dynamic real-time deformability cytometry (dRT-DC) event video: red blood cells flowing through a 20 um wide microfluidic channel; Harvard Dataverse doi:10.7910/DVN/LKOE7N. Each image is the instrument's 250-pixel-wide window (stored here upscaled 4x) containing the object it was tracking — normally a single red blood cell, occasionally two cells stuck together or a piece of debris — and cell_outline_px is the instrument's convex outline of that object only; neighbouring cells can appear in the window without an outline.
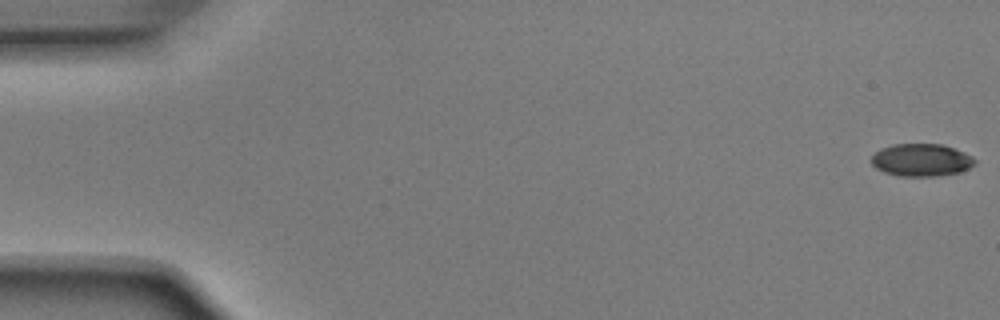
{"species": "Egyptian fruit bat (a non-hibernating species)", "species_latin": "Rousettus aegyptiacus", "temperature_condition": "room temperature", "stored_images_in_passage": 5, "segment_of_instrument_passage": [1, 2], "camera_frame_rate_fps": 3000, "um_per_image_px": 0.085, "animal": {"sex": "male"}, "frame": {"image": 1, "passage_image": 1, "time_ms": 0.0, "image_size_px": [1000, 320], "cell_outline_px": [[976, 164], [960, 172], [936, 176], [900, 176], [884, 172], [876, 168], [872, 164], [872, 156], [880, 148], [892, 144], [940, 144], [964, 152], [972, 156], [976, 160]], "centroid_in_image_um": [78.31, 13.6], "position_along_channel_um": 6.7, "area_um2": 19.59}}